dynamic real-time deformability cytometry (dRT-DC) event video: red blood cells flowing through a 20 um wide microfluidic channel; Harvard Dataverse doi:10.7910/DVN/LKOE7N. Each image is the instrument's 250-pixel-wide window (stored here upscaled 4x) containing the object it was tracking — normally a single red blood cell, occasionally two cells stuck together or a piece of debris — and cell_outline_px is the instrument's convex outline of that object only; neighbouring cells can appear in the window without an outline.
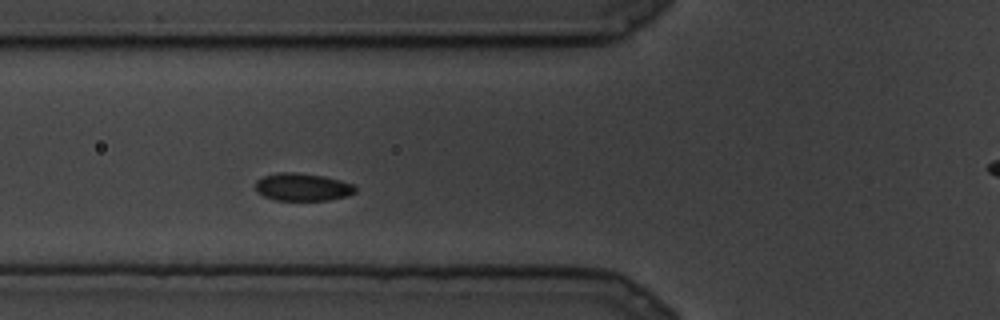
{"species": "common noctule bat (a hibernating species)", "species_latin": "Nyctalus noctula", "temperature_condition": "cold", "stored_images_in_passage": 5, "camera_frame_rate_fps": 3000, "um_per_image_px": 0.085, "animal": {"sex": "male", "body_mass_g": 19.5, "forearm_length_mm": 54.6}, "frame": {"image": 1, "passage_image": 5, "time_ms": 1.333, "image_size_px": [1000, 320], "cell_outline_px": [[356, 192], [348, 196], [328, 200], [276, 200], [264, 196], [256, 192], [256, 180], [264, 176], [276, 172], [296, 172], [324, 176], [356, 184]], "centroid_in_image_um": [25.74, 15.89], "position_along_channel_um": 100.1, "area_um2": 16.3}}